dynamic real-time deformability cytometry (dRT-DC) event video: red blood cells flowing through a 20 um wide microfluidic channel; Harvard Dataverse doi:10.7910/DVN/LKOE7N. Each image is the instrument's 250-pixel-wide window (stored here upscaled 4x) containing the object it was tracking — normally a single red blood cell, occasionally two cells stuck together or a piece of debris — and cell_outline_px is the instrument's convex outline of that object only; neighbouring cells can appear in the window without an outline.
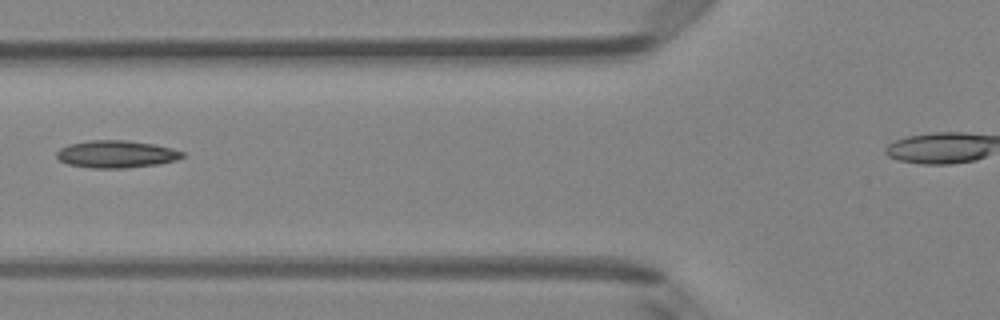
{"species": "Egyptian fruit bat (a non-hibernating species)", "species_latin": "Rousettus aegyptiacus", "temperature_condition": "room temperature", "stored_images_in_passage": 5, "camera_frame_rate_fps": 3000, "um_per_image_px": 0.085, "animal": {"sex": "female"}, "frame": {"image": 1, "passage_image": 5, "time_ms": 5.333, "image_size_px": [1000, 320], "cell_outline_px": [[184, 156], [176, 160], [160, 164], [128, 168], [92, 168], [68, 164], [60, 160], [56, 156], [56, 152], [60, 148], [68, 144], [88, 140], [128, 140], [152, 144], [172, 148], [184, 152]], "centroid_in_image_um": [9.88, 13.1], "position_along_channel_um": 115.9, "area_um2": 20.17}}